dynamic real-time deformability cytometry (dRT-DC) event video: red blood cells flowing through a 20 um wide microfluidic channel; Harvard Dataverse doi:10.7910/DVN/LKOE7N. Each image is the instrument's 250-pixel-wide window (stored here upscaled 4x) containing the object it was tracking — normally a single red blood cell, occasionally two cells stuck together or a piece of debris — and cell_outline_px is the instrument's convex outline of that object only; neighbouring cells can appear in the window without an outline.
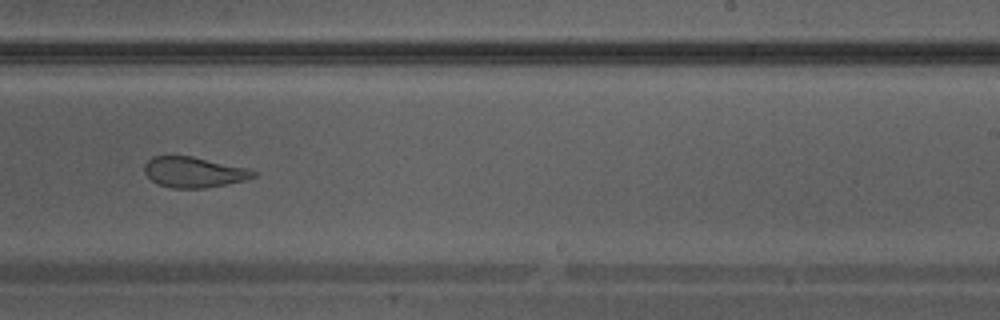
{"species": "Egyptian fruit bat (a non-hibernating species)", "species_latin": "Rousettus aegyptiacus", "temperature_condition": "warm", "stored_images_in_passage": 30, "camera_frame_rate_fps": 3000, "um_per_image_px": 0.085, "animal": {"sex": "male"}, "frame": {"image": 1, "passage_image": 18, "time_ms": 5.667, "image_size_px": [1000, 320], "cell_outline_px": [[260, 172], [256, 176], [248, 180], [204, 188], [168, 188], [156, 184], [144, 172], [144, 164], [152, 156], [192, 156], [248, 168]], "centroid_in_image_um": [16.5, 14.64], "position_along_channel_um": 272.5, "area_um2": 19.65}}